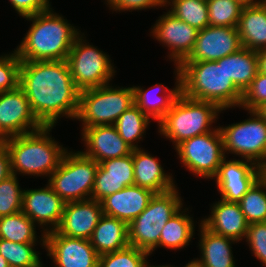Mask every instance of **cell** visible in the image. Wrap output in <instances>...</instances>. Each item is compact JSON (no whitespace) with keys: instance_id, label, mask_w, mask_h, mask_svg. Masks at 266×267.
I'll return each instance as SVG.
<instances>
[{"instance_id":"obj_1","label":"cell","mask_w":266,"mask_h":267,"mask_svg":"<svg viewBox=\"0 0 266 267\" xmlns=\"http://www.w3.org/2000/svg\"><path fill=\"white\" fill-rule=\"evenodd\" d=\"M19 86L43 126L54 127L63 116L76 119L80 90L73 81L67 60L21 61Z\"/></svg>"},{"instance_id":"obj_2","label":"cell","mask_w":266,"mask_h":267,"mask_svg":"<svg viewBox=\"0 0 266 267\" xmlns=\"http://www.w3.org/2000/svg\"><path fill=\"white\" fill-rule=\"evenodd\" d=\"M23 18L32 24L15 50L21 61L67 60L79 29L52 8Z\"/></svg>"},{"instance_id":"obj_3","label":"cell","mask_w":266,"mask_h":267,"mask_svg":"<svg viewBox=\"0 0 266 267\" xmlns=\"http://www.w3.org/2000/svg\"><path fill=\"white\" fill-rule=\"evenodd\" d=\"M181 93L212 102L222 110L240 107L243 93L228 79L225 57L216 61H183L180 65Z\"/></svg>"},{"instance_id":"obj_4","label":"cell","mask_w":266,"mask_h":267,"mask_svg":"<svg viewBox=\"0 0 266 267\" xmlns=\"http://www.w3.org/2000/svg\"><path fill=\"white\" fill-rule=\"evenodd\" d=\"M52 128L53 126H43L34 132L1 141L10 155L12 174L36 177L43 175L49 178L58 168L67 149L52 138L50 135Z\"/></svg>"},{"instance_id":"obj_5","label":"cell","mask_w":266,"mask_h":267,"mask_svg":"<svg viewBox=\"0 0 266 267\" xmlns=\"http://www.w3.org/2000/svg\"><path fill=\"white\" fill-rule=\"evenodd\" d=\"M221 111L215 103L192 99L180 93L158 123V132L171 140L175 148L184 140L216 130L212 124L216 123Z\"/></svg>"},{"instance_id":"obj_6","label":"cell","mask_w":266,"mask_h":267,"mask_svg":"<svg viewBox=\"0 0 266 267\" xmlns=\"http://www.w3.org/2000/svg\"><path fill=\"white\" fill-rule=\"evenodd\" d=\"M177 186L165 193L154 194L147 207L128 224L129 245L149 255L159 248L162 228L183 207Z\"/></svg>"},{"instance_id":"obj_7","label":"cell","mask_w":266,"mask_h":267,"mask_svg":"<svg viewBox=\"0 0 266 267\" xmlns=\"http://www.w3.org/2000/svg\"><path fill=\"white\" fill-rule=\"evenodd\" d=\"M135 104L132 87H112L106 84L80 91L76 120L82 128L113 125L126 110Z\"/></svg>"},{"instance_id":"obj_8","label":"cell","mask_w":266,"mask_h":267,"mask_svg":"<svg viewBox=\"0 0 266 267\" xmlns=\"http://www.w3.org/2000/svg\"><path fill=\"white\" fill-rule=\"evenodd\" d=\"M98 165L81 151L67 150L48 184L65 203L90 199Z\"/></svg>"},{"instance_id":"obj_9","label":"cell","mask_w":266,"mask_h":267,"mask_svg":"<svg viewBox=\"0 0 266 267\" xmlns=\"http://www.w3.org/2000/svg\"><path fill=\"white\" fill-rule=\"evenodd\" d=\"M83 35L77 36L67 57L71 76L80 91L109 84L116 73L109 55L86 42Z\"/></svg>"},{"instance_id":"obj_10","label":"cell","mask_w":266,"mask_h":267,"mask_svg":"<svg viewBox=\"0 0 266 267\" xmlns=\"http://www.w3.org/2000/svg\"><path fill=\"white\" fill-rule=\"evenodd\" d=\"M249 119L221 127L225 154L252 161L266 170V120L257 111H248Z\"/></svg>"},{"instance_id":"obj_11","label":"cell","mask_w":266,"mask_h":267,"mask_svg":"<svg viewBox=\"0 0 266 267\" xmlns=\"http://www.w3.org/2000/svg\"><path fill=\"white\" fill-rule=\"evenodd\" d=\"M181 163L194 175L212 179L226 157L219 126L209 133L184 140L175 147Z\"/></svg>"},{"instance_id":"obj_12","label":"cell","mask_w":266,"mask_h":267,"mask_svg":"<svg viewBox=\"0 0 266 267\" xmlns=\"http://www.w3.org/2000/svg\"><path fill=\"white\" fill-rule=\"evenodd\" d=\"M42 127L19 85L13 90L0 92V141L34 132Z\"/></svg>"},{"instance_id":"obj_13","label":"cell","mask_w":266,"mask_h":267,"mask_svg":"<svg viewBox=\"0 0 266 267\" xmlns=\"http://www.w3.org/2000/svg\"><path fill=\"white\" fill-rule=\"evenodd\" d=\"M220 164L216 175V185L221 199L238 203L247 191L265 174V170L245 159L227 160ZM227 160V161H226Z\"/></svg>"},{"instance_id":"obj_14","label":"cell","mask_w":266,"mask_h":267,"mask_svg":"<svg viewBox=\"0 0 266 267\" xmlns=\"http://www.w3.org/2000/svg\"><path fill=\"white\" fill-rule=\"evenodd\" d=\"M44 248L54 267H98L99 254L88 239L69 237L55 230L45 234Z\"/></svg>"},{"instance_id":"obj_15","label":"cell","mask_w":266,"mask_h":267,"mask_svg":"<svg viewBox=\"0 0 266 267\" xmlns=\"http://www.w3.org/2000/svg\"><path fill=\"white\" fill-rule=\"evenodd\" d=\"M65 204L49 184L40 189H24L21 211L36 225L42 226L43 232L40 238L42 247H45V234L58 228Z\"/></svg>"},{"instance_id":"obj_16","label":"cell","mask_w":266,"mask_h":267,"mask_svg":"<svg viewBox=\"0 0 266 267\" xmlns=\"http://www.w3.org/2000/svg\"><path fill=\"white\" fill-rule=\"evenodd\" d=\"M198 31L167 11L156 20L150 33L170 50V61L180 65L192 52Z\"/></svg>"},{"instance_id":"obj_17","label":"cell","mask_w":266,"mask_h":267,"mask_svg":"<svg viewBox=\"0 0 266 267\" xmlns=\"http://www.w3.org/2000/svg\"><path fill=\"white\" fill-rule=\"evenodd\" d=\"M241 48L237 27L207 26L198 31L193 50L184 61H216Z\"/></svg>"},{"instance_id":"obj_18","label":"cell","mask_w":266,"mask_h":267,"mask_svg":"<svg viewBox=\"0 0 266 267\" xmlns=\"http://www.w3.org/2000/svg\"><path fill=\"white\" fill-rule=\"evenodd\" d=\"M133 150L127 156L108 159L99 163L91 199L101 202L105 197L134 185Z\"/></svg>"},{"instance_id":"obj_19","label":"cell","mask_w":266,"mask_h":267,"mask_svg":"<svg viewBox=\"0 0 266 267\" xmlns=\"http://www.w3.org/2000/svg\"><path fill=\"white\" fill-rule=\"evenodd\" d=\"M102 215V204L94 199L67 202L56 231L89 240Z\"/></svg>"},{"instance_id":"obj_20","label":"cell","mask_w":266,"mask_h":267,"mask_svg":"<svg viewBox=\"0 0 266 267\" xmlns=\"http://www.w3.org/2000/svg\"><path fill=\"white\" fill-rule=\"evenodd\" d=\"M81 131L86 147V151L81 152L97 163L132 153L133 149L120 137L114 125H98Z\"/></svg>"},{"instance_id":"obj_21","label":"cell","mask_w":266,"mask_h":267,"mask_svg":"<svg viewBox=\"0 0 266 267\" xmlns=\"http://www.w3.org/2000/svg\"><path fill=\"white\" fill-rule=\"evenodd\" d=\"M154 194L137 185L126 186L101 201L103 214L130 224L147 207Z\"/></svg>"},{"instance_id":"obj_22","label":"cell","mask_w":266,"mask_h":267,"mask_svg":"<svg viewBox=\"0 0 266 267\" xmlns=\"http://www.w3.org/2000/svg\"><path fill=\"white\" fill-rule=\"evenodd\" d=\"M211 207V215L201 220L207 229L238 242L245 239L249 223L241 211L239 203L227 202L220 198Z\"/></svg>"},{"instance_id":"obj_23","label":"cell","mask_w":266,"mask_h":267,"mask_svg":"<svg viewBox=\"0 0 266 267\" xmlns=\"http://www.w3.org/2000/svg\"><path fill=\"white\" fill-rule=\"evenodd\" d=\"M175 88L170 89L165 87L163 84H155L147 90L143 89L141 86H133L134 89V101L135 105L150 119L157 121L159 123L165 116V114L171 109L172 104L181 93V79H180V67L175 65ZM158 89L159 93L157 96L154 95V91ZM157 91V90H156ZM155 91V92H156ZM161 91V92H160ZM157 97V98H155Z\"/></svg>"},{"instance_id":"obj_24","label":"cell","mask_w":266,"mask_h":267,"mask_svg":"<svg viewBox=\"0 0 266 267\" xmlns=\"http://www.w3.org/2000/svg\"><path fill=\"white\" fill-rule=\"evenodd\" d=\"M134 185L155 194L168 192L176 187L172 174L165 173L159 160L144 149H133Z\"/></svg>"},{"instance_id":"obj_25","label":"cell","mask_w":266,"mask_h":267,"mask_svg":"<svg viewBox=\"0 0 266 267\" xmlns=\"http://www.w3.org/2000/svg\"><path fill=\"white\" fill-rule=\"evenodd\" d=\"M200 232V259L192 262L198 267H236L232 252V244L238 241L216 234L199 224Z\"/></svg>"},{"instance_id":"obj_26","label":"cell","mask_w":266,"mask_h":267,"mask_svg":"<svg viewBox=\"0 0 266 267\" xmlns=\"http://www.w3.org/2000/svg\"><path fill=\"white\" fill-rule=\"evenodd\" d=\"M89 240L99 255L121 250L129 245L128 224L103 214Z\"/></svg>"},{"instance_id":"obj_27","label":"cell","mask_w":266,"mask_h":267,"mask_svg":"<svg viewBox=\"0 0 266 267\" xmlns=\"http://www.w3.org/2000/svg\"><path fill=\"white\" fill-rule=\"evenodd\" d=\"M237 30L242 47L258 51L266 48V2L243 7Z\"/></svg>"},{"instance_id":"obj_28","label":"cell","mask_w":266,"mask_h":267,"mask_svg":"<svg viewBox=\"0 0 266 267\" xmlns=\"http://www.w3.org/2000/svg\"><path fill=\"white\" fill-rule=\"evenodd\" d=\"M259 71L257 53L242 47L225 57V72L234 85L244 93Z\"/></svg>"},{"instance_id":"obj_29","label":"cell","mask_w":266,"mask_h":267,"mask_svg":"<svg viewBox=\"0 0 266 267\" xmlns=\"http://www.w3.org/2000/svg\"><path fill=\"white\" fill-rule=\"evenodd\" d=\"M188 209H180L167 221L160 234V248L180 250L189 245L195 226L193 217L185 213Z\"/></svg>"},{"instance_id":"obj_30","label":"cell","mask_w":266,"mask_h":267,"mask_svg":"<svg viewBox=\"0 0 266 267\" xmlns=\"http://www.w3.org/2000/svg\"><path fill=\"white\" fill-rule=\"evenodd\" d=\"M149 124L150 118L134 104L120 115L113 125L129 147L140 149L137 143L143 139Z\"/></svg>"},{"instance_id":"obj_31","label":"cell","mask_w":266,"mask_h":267,"mask_svg":"<svg viewBox=\"0 0 266 267\" xmlns=\"http://www.w3.org/2000/svg\"><path fill=\"white\" fill-rule=\"evenodd\" d=\"M36 224L22 211L0 217V238L16 243H36Z\"/></svg>"},{"instance_id":"obj_32","label":"cell","mask_w":266,"mask_h":267,"mask_svg":"<svg viewBox=\"0 0 266 267\" xmlns=\"http://www.w3.org/2000/svg\"><path fill=\"white\" fill-rule=\"evenodd\" d=\"M164 6L180 20L197 30L209 26L208 6L205 0H165Z\"/></svg>"},{"instance_id":"obj_33","label":"cell","mask_w":266,"mask_h":267,"mask_svg":"<svg viewBox=\"0 0 266 267\" xmlns=\"http://www.w3.org/2000/svg\"><path fill=\"white\" fill-rule=\"evenodd\" d=\"M247 222H266V173L238 202Z\"/></svg>"},{"instance_id":"obj_34","label":"cell","mask_w":266,"mask_h":267,"mask_svg":"<svg viewBox=\"0 0 266 267\" xmlns=\"http://www.w3.org/2000/svg\"><path fill=\"white\" fill-rule=\"evenodd\" d=\"M36 243H16L0 238V254L10 267H35L41 262Z\"/></svg>"},{"instance_id":"obj_35","label":"cell","mask_w":266,"mask_h":267,"mask_svg":"<svg viewBox=\"0 0 266 267\" xmlns=\"http://www.w3.org/2000/svg\"><path fill=\"white\" fill-rule=\"evenodd\" d=\"M209 26L237 27L243 6L236 0H208Z\"/></svg>"},{"instance_id":"obj_36","label":"cell","mask_w":266,"mask_h":267,"mask_svg":"<svg viewBox=\"0 0 266 267\" xmlns=\"http://www.w3.org/2000/svg\"><path fill=\"white\" fill-rule=\"evenodd\" d=\"M149 254L136 247H127L99 255L98 267H146Z\"/></svg>"},{"instance_id":"obj_37","label":"cell","mask_w":266,"mask_h":267,"mask_svg":"<svg viewBox=\"0 0 266 267\" xmlns=\"http://www.w3.org/2000/svg\"><path fill=\"white\" fill-rule=\"evenodd\" d=\"M17 176L12 174L0 182V217L13 215L22 210L23 189Z\"/></svg>"},{"instance_id":"obj_38","label":"cell","mask_w":266,"mask_h":267,"mask_svg":"<svg viewBox=\"0 0 266 267\" xmlns=\"http://www.w3.org/2000/svg\"><path fill=\"white\" fill-rule=\"evenodd\" d=\"M20 64L15 49L13 53L0 56V92L13 90L19 85Z\"/></svg>"},{"instance_id":"obj_39","label":"cell","mask_w":266,"mask_h":267,"mask_svg":"<svg viewBox=\"0 0 266 267\" xmlns=\"http://www.w3.org/2000/svg\"><path fill=\"white\" fill-rule=\"evenodd\" d=\"M266 103V74L258 71L250 86L245 90L240 104L247 111H256Z\"/></svg>"},{"instance_id":"obj_40","label":"cell","mask_w":266,"mask_h":267,"mask_svg":"<svg viewBox=\"0 0 266 267\" xmlns=\"http://www.w3.org/2000/svg\"><path fill=\"white\" fill-rule=\"evenodd\" d=\"M245 238L251 253L266 267V222L249 224Z\"/></svg>"},{"instance_id":"obj_41","label":"cell","mask_w":266,"mask_h":267,"mask_svg":"<svg viewBox=\"0 0 266 267\" xmlns=\"http://www.w3.org/2000/svg\"><path fill=\"white\" fill-rule=\"evenodd\" d=\"M113 11L144 10L147 8L165 7V0H105Z\"/></svg>"},{"instance_id":"obj_42","label":"cell","mask_w":266,"mask_h":267,"mask_svg":"<svg viewBox=\"0 0 266 267\" xmlns=\"http://www.w3.org/2000/svg\"><path fill=\"white\" fill-rule=\"evenodd\" d=\"M14 10L22 17L35 15L51 8L50 0H9Z\"/></svg>"},{"instance_id":"obj_43","label":"cell","mask_w":266,"mask_h":267,"mask_svg":"<svg viewBox=\"0 0 266 267\" xmlns=\"http://www.w3.org/2000/svg\"><path fill=\"white\" fill-rule=\"evenodd\" d=\"M11 175L10 155L6 146L0 142V182Z\"/></svg>"},{"instance_id":"obj_44","label":"cell","mask_w":266,"mask_h":267,"mask_svg":"<svg viewBox=\"0 0 266 267\" xmlns=\"http://www.w3.org/2000/svg\"><path fill=\"white\" fill-rule=\"evenodd\" d=\"M259 72L266 74V48L256 51Z\"/></svg>"},{"instance_id":"obj_45","label":"cell","mask_w":266,"mask_h":267,"mask_svg":"<svg viewBox=\"0 0 266 267\" xmlns=\"http://www.w3.org/2000/svg\"><path fill=\"white\" fill-rule=\"evenodd\" d=\"M243 7L256 6L266 2V0H236Z\"/></svg>"},{"instance_id":"obj_46","label":"cell","mask_w":266,"mask_h":267,"mask_svg":"<svg viewBox=\"0 0 266 267\" xmlns=\"http://www.w3.org/2000/svg\"><path fill=\"white\" fill-rule=\"evenodd\" d=\"M266 120V103L256 110Z\"/></svg>"},{"instance_id":"obj_47","label":"cell","mask_w":266,"mask_h":267,"mask_svg":"<svg viewBox=\"0 0 266 267\" xmlns=\"http://www.w3.org/2000/svg\"><path fill=\"white\" fill-rule=\"evenodd\" d=\"M0 267H10L8 261L0 254Z\"/></svg>"},{"instance_id":"obj_48","label":"cell","mask_w":266,"mask_h":267,"mask_svg":"<svg viewBox=\"0 0 266 267\" xmlns=\"http://www.w3.org/2000/svg\"><path fill=\"white\" fill-rule=\"evenodd\" d=\"M173 267H175V266H173ZM183 267H198V266H196L192 261H190V262H188V264H186Z\"/></svg>"},{"instance_id":"obj_49","label":"cell","mask_w":266,"mask_h":267,"mask_svg":"<svg viewBox=\"0 0 266 267\" xmlns=\"http://www.w3.org/2000/svg\"><path fill=\"white\" fill-rule=\"evenodd\" d=\"M146 267H173V266H171V265H158V266H154V265H150V264H148Z\"/></svg>"},{"instance_id":"obj_50","label":"cell","mask_w":266,"mask_h":267,"mask_svg":"<svg viewBox=\"0 0 266 267\" xmlns=\"http://www.w3.org/2000/svg\"><path fill=\"white\" fill-rule=\"evenodd\" d=\"M43 265H45V264H42V261L37 265V266H35V267H43Z\"/></svg>"}]
</instances>
